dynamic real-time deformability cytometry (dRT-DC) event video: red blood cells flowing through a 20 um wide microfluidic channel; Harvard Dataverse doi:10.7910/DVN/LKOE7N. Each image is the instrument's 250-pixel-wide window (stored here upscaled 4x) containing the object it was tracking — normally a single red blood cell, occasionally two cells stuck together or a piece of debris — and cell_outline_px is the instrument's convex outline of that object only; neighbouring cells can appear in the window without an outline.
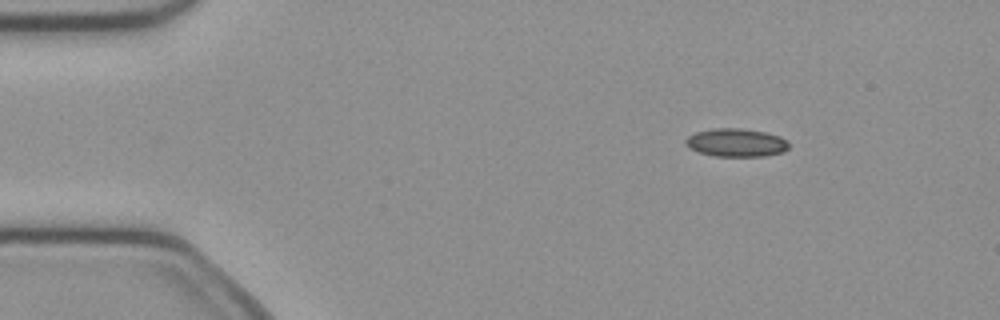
{"species": "common noctule bat (a hibernating species)", "species_latin": "Nyctalus noctula", "temperature_condition": "cold", "stored_images_in_passage": 45, "camera_frame_rate_fps": 3000, "um_per_image_px": 0.085, "animal": {"sex": "female", "body_mass_g": 21.9}, "frame": {"image": 1, "passage_image": 1, "time_ms": 0.0, "image_size_px": [1000, 320], "cell_outline_px": [[788, 148], [784, 152], [764, 156], [716, 156], [700, 152], [688, 148], [684, 144], [684, 140], [688, 136], [696, 132], [712, 128], [740, 128], [764, 132], [780, 136], [788, 140]], "centroid_in_image_um": [62.56, 12.12], "position_along_channel_um": 22.4, "area_um2": 17.05}}
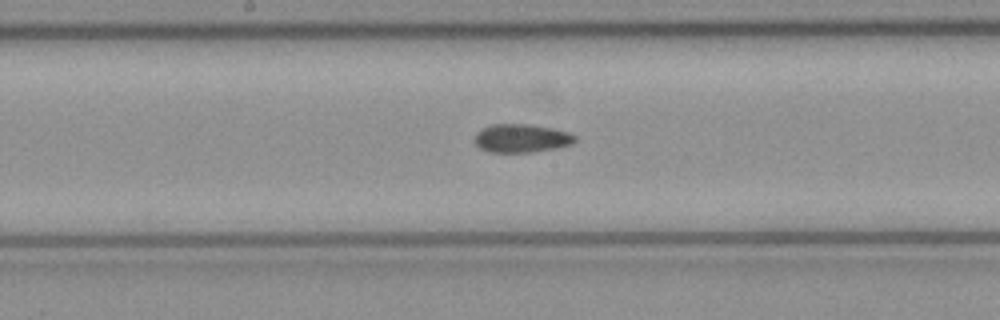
{"frame": {"image": 2, "passage_image": 20, "time_ms": 6.333, "image_size_px": [1000, 320], "cell_outline_px": [[576, 140], [572, 144], [556, 148], [532, 152], [488, 152], [480, 148], [476, 144], [476, 132], [492, 124], [532, 124], [552, 128], [568, 132], [576, 136]], "centroid_in_image_um": [44.35, 11.75], "position_along_channel_um": 203.9, "area_um2": 16.59}}
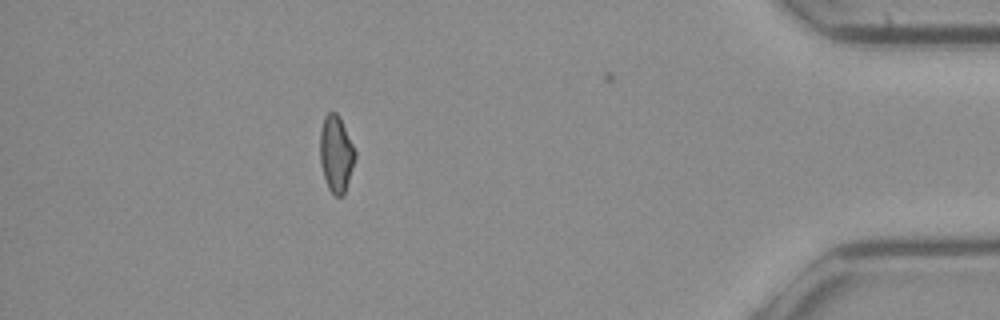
{"frame": {"image": 3, "passage_image": 39, "time_ms": 12.667, "image_size_px": [1000, 320], "cell_outline_px": [[356, 156], [344, 196], [336, 196], [328, 188], [320, 164], [320, 132], [324, 116], [328, 112], [336, 112], [340, 116], [356, 152]], "centroid_in_image_um": [28.57, 13.06], "position_along_channel_um": 406.6, "area_um2": 15.72}}